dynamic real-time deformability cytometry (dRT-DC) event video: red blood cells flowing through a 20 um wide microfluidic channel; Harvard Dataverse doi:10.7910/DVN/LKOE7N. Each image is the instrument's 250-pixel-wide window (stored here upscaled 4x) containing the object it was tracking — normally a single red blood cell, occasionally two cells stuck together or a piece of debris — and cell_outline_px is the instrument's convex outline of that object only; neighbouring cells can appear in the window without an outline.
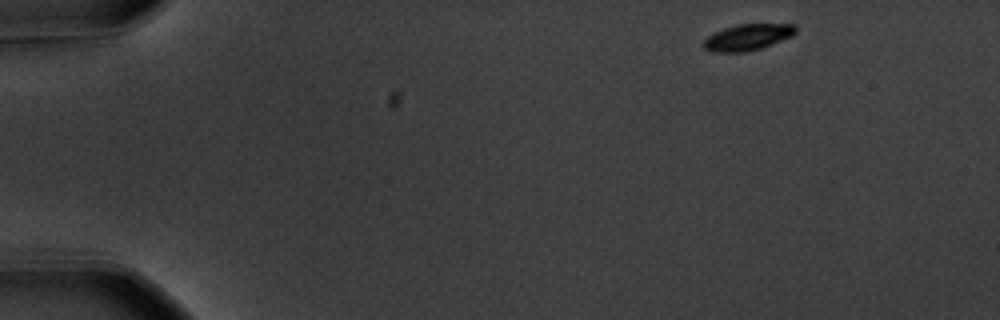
{"species": "common noctule bat (a hibernating species)", "species_latin": "Nyctalus noctula", "temperature_condition": "warm", "stored_images_in_passage": 51, "camera_frame_rate_fps": 3000, "um_per_image_px": 0.085, "animal": {"sex": "male", "body_mass_g": 20.1, "forearm_length_mm": 53.5}, "frame": {"image": 1, "passage_image": 1, "time_ms": 0.0, "image_size_px": [1000, 320], "cell_outline_px": [[796, 32], [792, 36], [760, 48], [744, 52], [712, 52], [704, 48], [700, 44], [708, 36], [724, 28], [736, 24], [796, 24]], "centroid_in_image_um": [63.52, 3.16], "position_along_channel_um": 21.5, "area_um2": 14.05}}
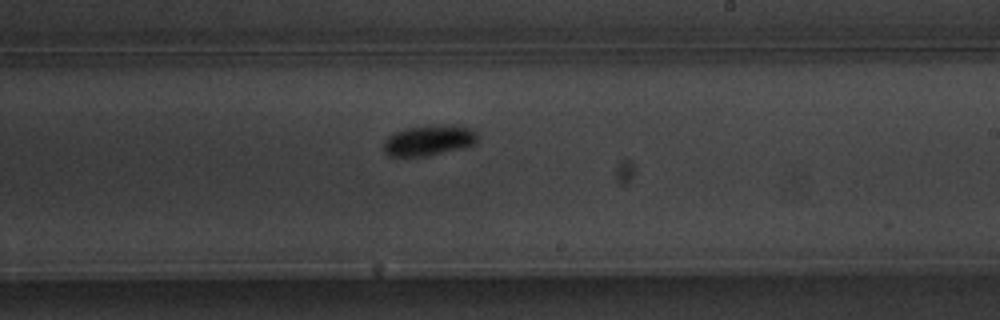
{"frame": {"image": 2, "passage_image": 29, "time_ms": 9.333, "image_size_px": [1000, 320], "cell_outline_px": [[480, 136], [476, 144], [464, 148], [428, 156], [388, 156], [384, 152], [384, 140], [388, 136], [404, 128], [440, 124], [456, 124], [472, 128]], "centroid_in_image_um": [36.52, 11.91], "position_along_channel_um": 252.5, "area_um2": 17.22}}
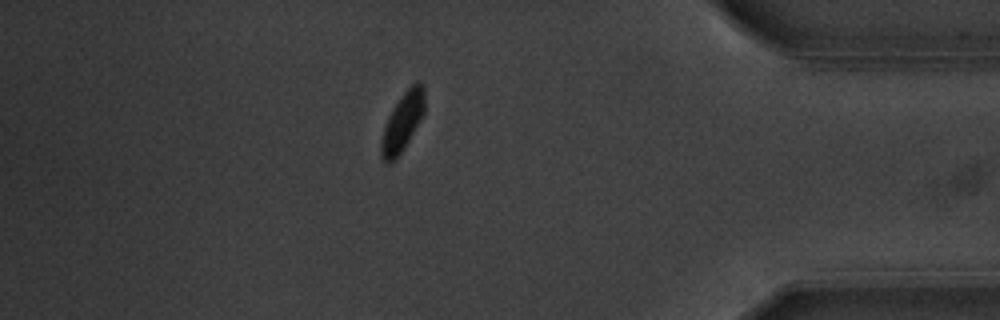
{"frame": {"image": 3, "passage_image": 44, "time_ms": 14.333, "image_size_px": [1000, 320], "cell_outline_px": [[424, 112], [420, 120], [404, 148], [396, 160], [384, 160], [380, 156], [380, 140], [388, 116], [392, 108], [400, 96], [416, 80], [420, 80], [424, 88]], "centroid_in_image_um": [34.21, 10.33], "position_along_channel_um": 401.0, "area_um2": 14.74}, "authors_computed_cell_mechanics": {"area_um2": 15.2014, "velocity_mm_per_s": 3.583, "shape_relaxation_time_tau1_ms": 2.9005, "shape_relaxation_time_tau2_ms": null, "deformation_change_tau1": 0.1386, "deformation_change_tau2": null}}